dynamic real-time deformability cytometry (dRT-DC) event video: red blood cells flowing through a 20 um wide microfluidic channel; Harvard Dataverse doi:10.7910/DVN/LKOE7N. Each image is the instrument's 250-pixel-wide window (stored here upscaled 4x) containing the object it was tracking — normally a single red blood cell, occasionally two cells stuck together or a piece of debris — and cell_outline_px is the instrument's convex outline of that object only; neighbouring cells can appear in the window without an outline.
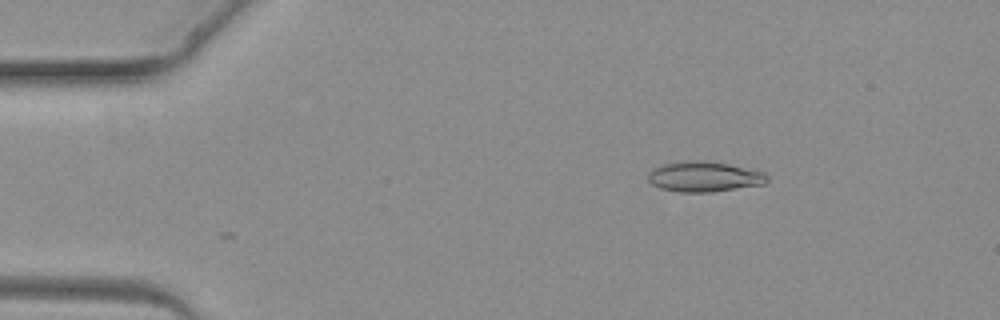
{"species": "common noctule bat (a hibernating species)", "species_latin": "Nyctalus noctula", "temperature_condition": "warm", "stored_images_in_passage": 3, "camera_frame_rate_fps": 3000, "um_per_image_px": 0.085, "animal": {"sex": "female", "body_mass_g": 19.3, "forearm_length_mm": 54.1}, "frame": {"image": 1, "passage_image": 2, "time_ms": 1.333, "image_size_px": [1000, 320], "cell_outline_px": [[768, 180], [764, 184], [712, 192], [680, 192], [660, 188], [652, 184], [648, 180], [648, 172], [652, 168], [664, 164], [692, 160], [704, 160], [728, 164], [764, 172], [768, 176]], "centroid_in_image_um": [59.84, 15.02], "position_along_channel_um": 25.2, "area_um2": 20.98}}